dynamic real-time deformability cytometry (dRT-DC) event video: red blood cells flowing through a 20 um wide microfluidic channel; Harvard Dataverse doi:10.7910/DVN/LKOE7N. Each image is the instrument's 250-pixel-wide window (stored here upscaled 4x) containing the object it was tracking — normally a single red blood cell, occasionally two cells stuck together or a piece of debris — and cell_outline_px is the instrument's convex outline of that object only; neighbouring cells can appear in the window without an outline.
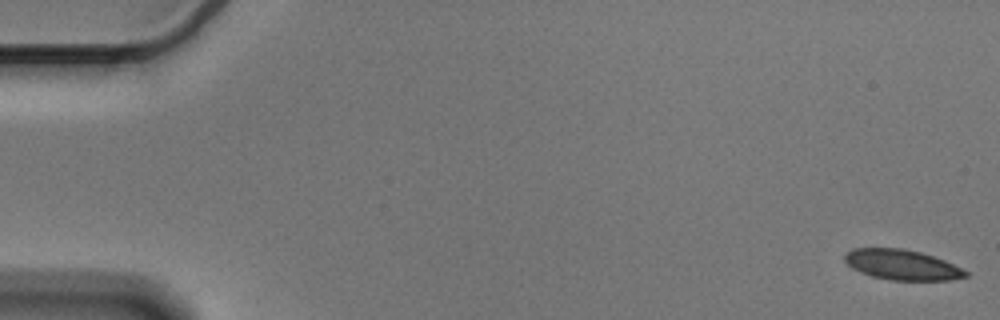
{"species": "Egyptian fruit bat (a non-hibernating species)", "species_latin": "Rousettus aegyptiacus", "temperature_condition": "cold", "stored_images_in_passage": 17, "camera_frame_rate_fps": 3000, "um_per_image_px": 0.085, "animal": {"sex": "male"}, "frame": {"image": 1, "passage_image": 1, "time_ms": 0.0, "image_size_px": [1000, 320], "cell_outline_px": [[968, 276], [952, 280], [892, 280], [872, 276], [860, 272], [852, 268], [844, 260], [844, 256], [848, 252], [856, 248], [904, 248], [920, 252], [944, 260], [968, 272]], "centroid_in_image_um": [76.67, 22.51], "position_along_channel_um": 8.3, "area_um2": 21.1}}
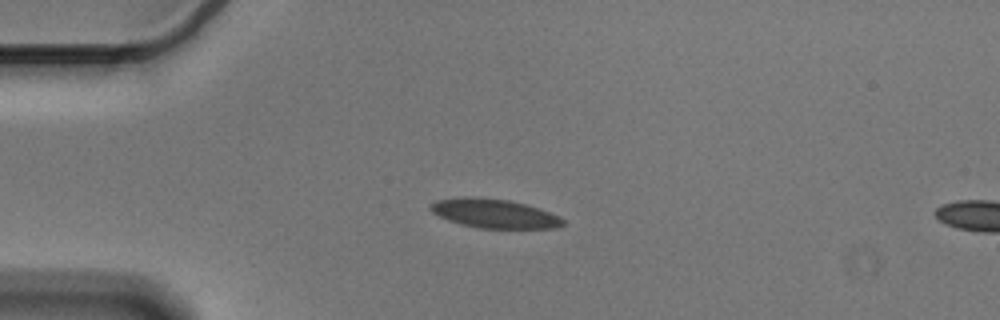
{"frame": {"image": 2, "passage_image": 14, "time_ms": 4.333, "image_size_px": [1000, 320], "cell_outline_px": [[564, 224], [556, 228], [480, 228], [460, 224], [448, 220], [432, 212], [428, 208], [436, 200], [464, 196], [476, 196], [508, 200], [540, 208], [560, 216], [564, 220]], "centroid_in_image_um": [42.01, 18.14], "position_along_channel_um": 43.0, "area_um2": 22.48}}